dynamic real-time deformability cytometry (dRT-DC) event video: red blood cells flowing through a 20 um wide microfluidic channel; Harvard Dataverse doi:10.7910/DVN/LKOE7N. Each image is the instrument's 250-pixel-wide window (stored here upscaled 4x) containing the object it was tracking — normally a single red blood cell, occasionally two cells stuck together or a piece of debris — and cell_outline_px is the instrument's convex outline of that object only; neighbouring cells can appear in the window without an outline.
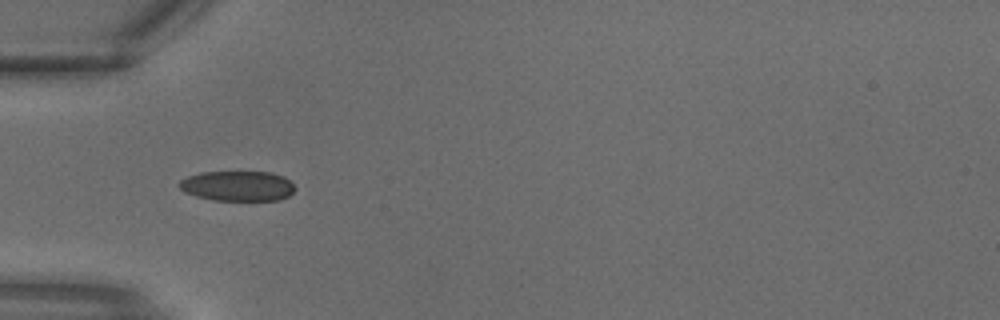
{"species": "common noctule bat (a hibernating species)", "species_latin": "Nyctalus noctula", "temperature_condition": "warm", "stored_images_in_passage": 29, "camera_frame_rate_fps": 3000, "um_per_image_px": 0.085, "animal": {"sex": "male", "body_mass_g": 18.8}, "frame": {"image": 1, "passage_image": 9, "time_ms": 2.667, "image_size_px": [1000, 320], "cell_outline_px": [[296, 188], [288, 196], [280, 200], [212, 200], [196, 196], [184, 192], [176, 184], [180, 180], [188, 176], [200, 172], [272, 172], [284, 176]], "centroid_in_image_um": [20.17, 15.8], "position_along_channel_um": 64.8, "area_um2": 20.4}}